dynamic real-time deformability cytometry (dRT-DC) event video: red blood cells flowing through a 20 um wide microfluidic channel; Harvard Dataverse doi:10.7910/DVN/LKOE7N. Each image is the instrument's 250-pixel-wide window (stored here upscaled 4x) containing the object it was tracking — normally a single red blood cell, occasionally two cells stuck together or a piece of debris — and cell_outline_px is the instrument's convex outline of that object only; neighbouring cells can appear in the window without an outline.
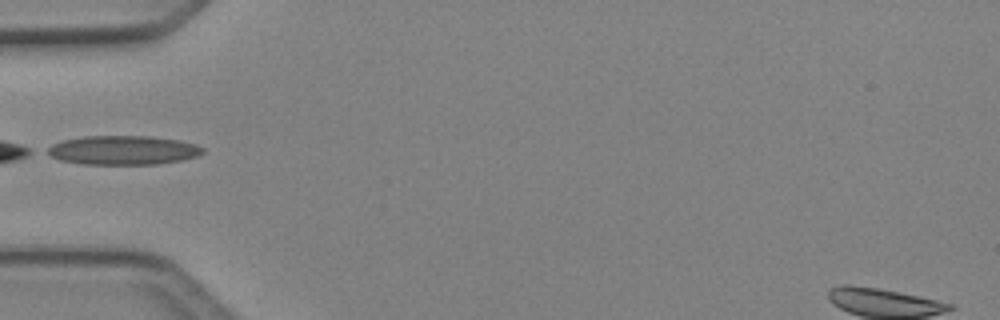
{"species": "Egyptian fruit bat (a non-hibernating species)", "species_latin": "Rousettus aegyptiacus", "temperature_condition": "cold", "stored_images_in_passage": 2, "camera_frame_rate_fps": 3000, "um_per_image_px": 0.085, "animal": {"sex": "female"}, "frame": {"image": 1, "passage_image": 2, "time_ms": 0.333, "image_size_px": [1000, 320], "cell_outline_px": [[204, 152], [196, 156], [180, 160], [156, 164], [84, 164], [60, 160], [44, 152], [44, 148], [52, 144], [64, 140], [84, 136], [152, 136], [180, 140], [196, 144], [204, 148]], "centroid_in_image_um": [10.44, 12.76], "position_along_channel_um": 74.6, "area_um2": 26.41}}